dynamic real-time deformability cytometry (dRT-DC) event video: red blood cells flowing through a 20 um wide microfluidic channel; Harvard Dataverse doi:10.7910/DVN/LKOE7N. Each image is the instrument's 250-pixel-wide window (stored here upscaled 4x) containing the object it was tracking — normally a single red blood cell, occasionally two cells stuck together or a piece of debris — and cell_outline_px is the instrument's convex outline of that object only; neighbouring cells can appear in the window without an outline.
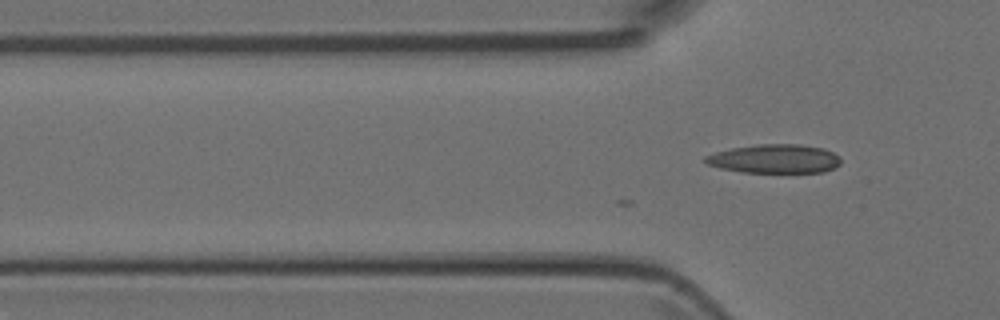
{"species": "Egyptian fruit bat (a non-hibernating species)", "species_latin": "Rousettus aegyptiacus", "temperature_condition": "room temperature", "stored_images_in_passage": 3, "camera_frame_rate_fps": 3000, "um_per_image_px": 0.085, "animal": {"sex": "female"}, "frame": {"image": 1, "passage_image": 3, "time_ms": 0.667, "image_size_px": [1000, 320], "cell_outline_px": [[840, 164], [824, 172], [740, 172], [720, 168], [708, 164], [700, 160], [704, 156], [716, 152], [732, 148], [760, 144], [800, 144], [824, 148], [840, 156]], "centroid_in_image_um": [65.82, 13.49], "position_along_channel_um": 60.0, "area_um2": 22.83}}